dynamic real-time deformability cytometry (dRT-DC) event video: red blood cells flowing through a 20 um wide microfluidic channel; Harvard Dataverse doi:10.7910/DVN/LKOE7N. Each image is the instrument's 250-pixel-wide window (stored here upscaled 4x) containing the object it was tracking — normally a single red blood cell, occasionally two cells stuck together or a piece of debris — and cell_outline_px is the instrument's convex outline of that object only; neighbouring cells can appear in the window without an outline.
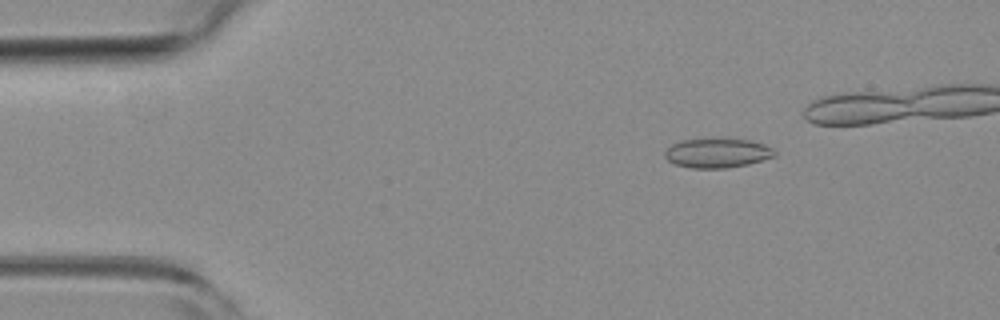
{"species": "common noctule bat (a hibernating species)", "species_latin": "Nyctalus noctula", "temperature_condition": "room temperature", "stored_images_in_passage": 23, "camera_frame_rate_fps": 3000, "um_per_image_px": 0.085, "animal": {"sex": "female", "body_mass_g": 19.3, "forearm_length_mm": 54.1}, "frame": {"image": 1, "passage_image": 8, "time_ms": 2.333, "image_size_px": [1000, 320], "cell_outline_px": [[776, 156], [748, 164], [724, 168], [692, 168], [676, 164], [668, 160], [664, 156], [664, 152], [672, 144], [680, 140], [752, 140], [776, 148]], "centroid_in_image_um": [61.01, 13.02], "position_along_channel_um": 24.0, "area_um2": 18.55}}
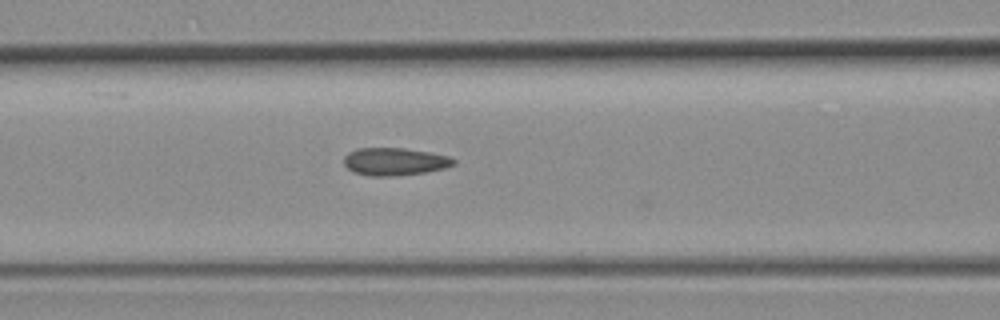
{"frame": {"image": 2, "passage_image": 22, "time_ms": 7.0, "image_size_px": [1000, 320], "cell_outline_px": [[456, 164], [444, 168], [424, 172], [392, 176], [368, 176], [352, 172], [344, 164], [344, 156], [348, 152], [356, 148], [404, 148], [452, 156], [456, 160]], "centroid_in_image_um": [33.54, 13.73], "position_along_channel_um": 133.1, "area_um2": 17.8}}